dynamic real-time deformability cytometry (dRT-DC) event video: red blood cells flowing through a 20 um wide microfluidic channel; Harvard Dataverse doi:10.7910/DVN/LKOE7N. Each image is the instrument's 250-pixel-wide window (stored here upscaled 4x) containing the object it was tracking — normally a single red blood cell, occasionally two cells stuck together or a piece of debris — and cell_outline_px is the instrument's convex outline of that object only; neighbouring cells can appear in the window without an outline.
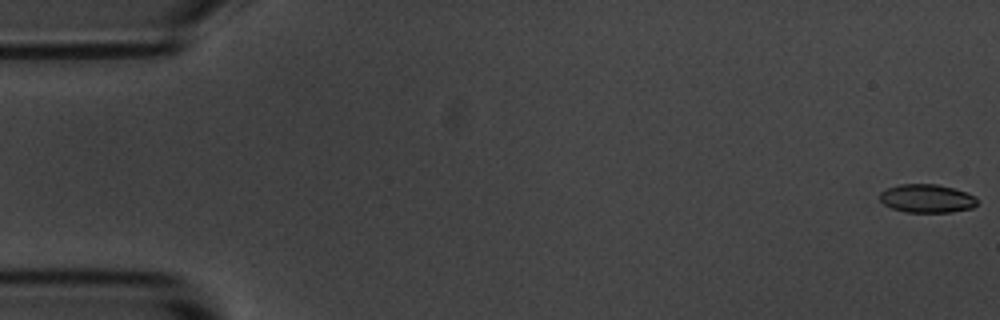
{"species": "common noctule bat (a hibernating species)", "species_latin": "Nyctalus noctula", "temperature_condition": "room temperature", "stored_images_in_passage": 56, "segment_of_instrument_passage": [1, 2], "camera_frame_rate_fps": 3000, "um_per_image_px": 0.085, "animal": {"sex": "male", "body_mass_g": 20.1, "forearm_length_mm": 53.5}, "frame": {"image": 1, "passage_image": 1, "time_ms": 0.0, "image_size_px": [1000, 320], "cell_outline_px": [[976, 204], [972, 208], [952, 212], [904, 212], [892, 208], [884, 204], [880, 200], [880, 192], [888, 188], [900, 184], [936, 184], [968, 192], [976, 196]], "centroid_in_image_um": [78.79, 16.87], "position_along_channel_um": 6.2, "area_um2": 16.13}}
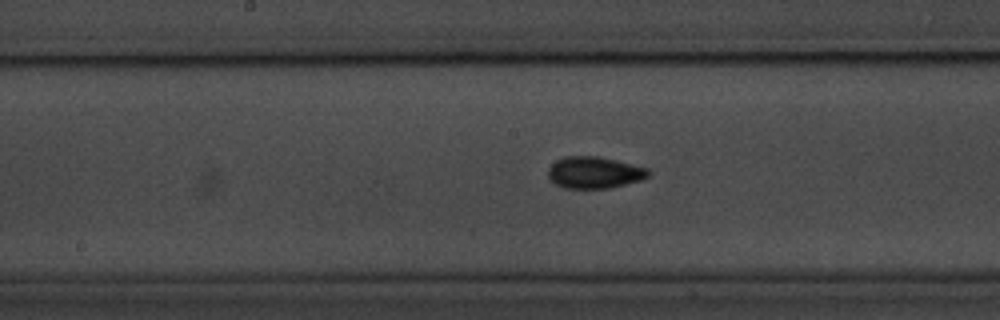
{"frame": {"image": 2, "passage_image": 28, "time_ms": 9.0, "image_size_px": [1000, 320], "cell_outline_px": [[652, 172], [648, 176], [640, 180], [608, 188], [564, 188], [556, 184], [548, 176], [548, 168], [556, 160], [564, 156], [600, 156], [648, 168]], "centroid_in_image_um": [50.52, 14.65], "position_along_channel_um": 197.7, "area_um2": 18.5}}
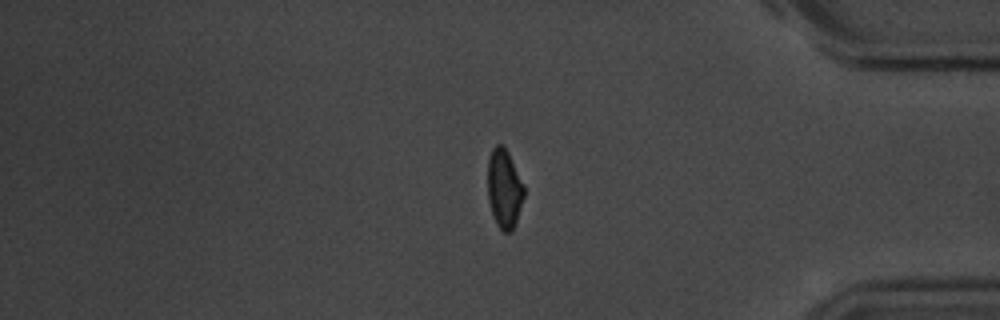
{"frame": {"image": 3, "passage_image": 46, "time_ms": 15.0, "image_size_px": [1000, 320], "cell_outline_px": [[524, 196], [516, 224], [508, 232], [504, 232], [496, 224], [488, 200], [488, 156], [492, 148], [496, 144], [504, 144], [508, 152], [524, 188]], "centroid_in_image_um": [42.84, 16.01], "position_along_channel_um": 392.4, "area_um2": 16.59}}